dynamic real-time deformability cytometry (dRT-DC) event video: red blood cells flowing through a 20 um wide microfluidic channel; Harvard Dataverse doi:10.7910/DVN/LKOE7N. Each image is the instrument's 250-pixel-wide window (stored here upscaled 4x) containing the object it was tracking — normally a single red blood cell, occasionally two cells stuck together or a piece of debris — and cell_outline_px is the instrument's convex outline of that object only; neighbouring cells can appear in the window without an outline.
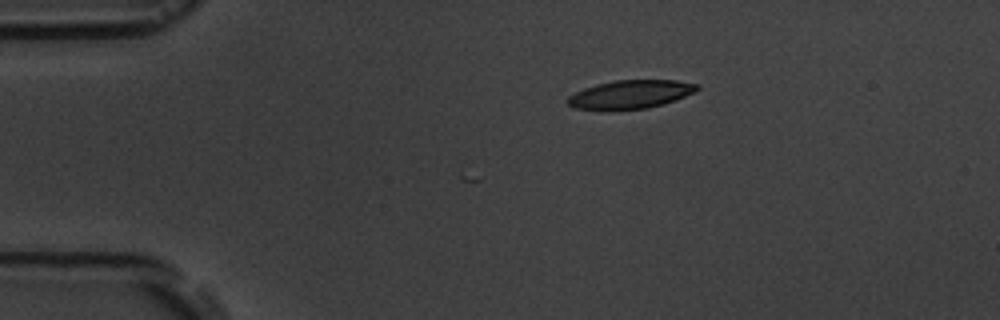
{"species": "common noctule bat (a hibernating species)", "species_latin": "Nyctalus noctula", "temperature_condition": "room temperature", "stored_images_in_passage": 7, "camera_frame_rate_fps": 3000, "um_per_image_px": 0.085, "animal": {"sex": "male", "body_mass_g": 19.5, "forearm_length_mm": 54.6}, "frame": {"image": 1, "passage_image": 1, "time_ms": 0.0, "image_size_px": [1000, 320], "cell_outline_px": [[700, 88], [696, 92], [664, 104], [648, 108], [576, 108], [568, 104], [568, 96], [584, 88], [596, 84], [616, 80], [676, 80], [700, 84]], "centroid_in_image_um": [53.68, 7.98], "position_along_channel_um": 31.3, "area_um2": 20.98}}
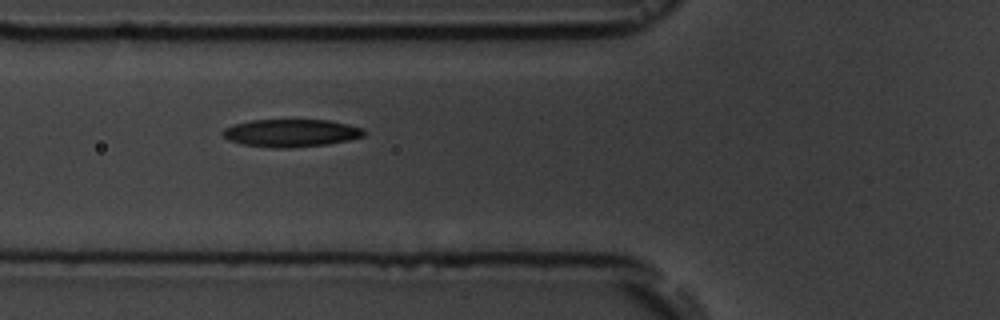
{"frame": {"image": 2, "passage_image": 4, "time_ms": 3.333, "image_size_px": [1000, 320], "cell_outline_px": [[368, 132], [364, 136], [348, 140], [328, 144], [292, 148], [272, 148], [240, 144], [228, 140], [220, 132], [224, 128], [232, 124], [252, 120], [328, 120], [348, 124], [364, 128]], "centroid_in_image_um": [24.73, 11.31], "position_along_channel_um": 101.1, "area_um2": 23.12}}
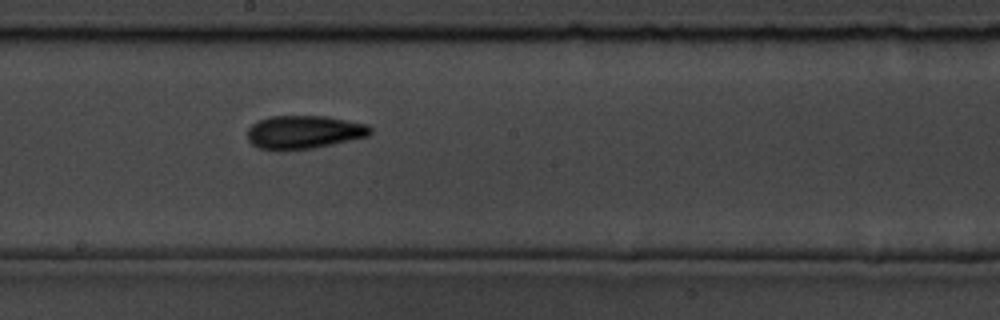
{"frame": {"image": 3, "passage_image": 7, "time_ms": 6.667, "image_size_px": [1000, 320], "cell_outline_px": [[372, 132], [368, 136], [312, 148], [260, 148], [252, 144], [248, 140], [248, 128], [252, 124], [260, 120], [272, 116], [328, 116], [368, 124], [372, 128]], "centroid_in_image_um": [25.88, 11.19], "position_along_channel_um": 222.3, "area_um2": 23.29}}